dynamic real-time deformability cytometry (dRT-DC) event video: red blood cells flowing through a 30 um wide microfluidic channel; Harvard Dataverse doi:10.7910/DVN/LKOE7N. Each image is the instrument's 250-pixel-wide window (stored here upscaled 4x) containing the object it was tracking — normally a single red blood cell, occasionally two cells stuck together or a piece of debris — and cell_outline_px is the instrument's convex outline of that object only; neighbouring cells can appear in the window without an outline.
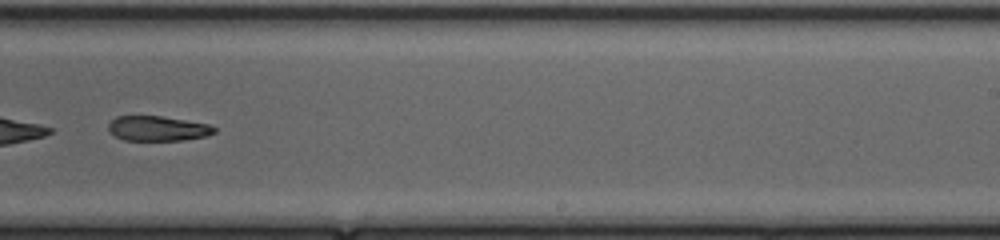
{"species": "common noctule bat (a hibernating species)", "species_latin": "Nyctalus noctula", "temperature_condition": "cold", "stored_images_in_passage": 34, "camera_frame_rate_fps": 3000, "um_per_image_px": 0.085, "animal": {"sex": "female", "body_mass_g": 20.0, "forearm_length_mm": 54.0}, "frame": {"image": 1, "passage_image": 20, "time_ms": 6.333, "image_size_px": [1000, 240], "cell_outline_px": [[216, 132], [208, 136], [184, 140], [124, 140], [116, 136], [108, 128], [108, 124], [116, 116], [160, 116], [208, 124], [216, 128]], "centroid_in_image_um": [13.43, 10.92], "position_along_channel_um": 275.6, "area_um2": 15.26}}